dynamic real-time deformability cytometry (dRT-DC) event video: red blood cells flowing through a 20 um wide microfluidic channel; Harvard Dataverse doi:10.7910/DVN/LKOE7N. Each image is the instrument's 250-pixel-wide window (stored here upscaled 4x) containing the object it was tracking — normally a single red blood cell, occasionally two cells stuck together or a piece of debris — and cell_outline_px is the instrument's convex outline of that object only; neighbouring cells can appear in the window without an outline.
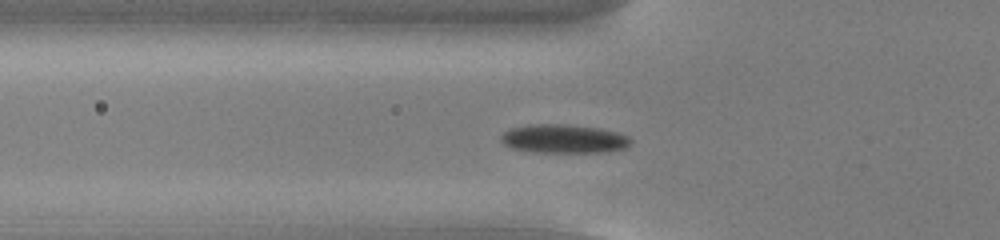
{"species": "common noctule bat (a hibernating species)", "species_latin": "Nyctalus noctula", "temperature_condition": "cold", "stored_images_in_passage": 43, "camera_frame_rate_fps": 3000, "um_per_image_px": 0.085, "animal": {"sex": "male", "body_mass_g": 13.0, "forearm_length_mm": 53.1}, "frame": {"image": 1, "passage_image": 7, "time_ms": 2.0, "image_size_px": [1000, 240], "cell_outline_px": [[632, 144], [624, 148], [608, 152], [532, 152], [512, 148], [504, 144], [500, 140], [500, 136], [508, 128], [528, 124], [568, 124], [600, 128], [616, 132], [628, 136], [632, 140]], "centroid_in_image_um": [47.91, 11.79], "position_along_channel_um": 77.9, "area_um2": 22.02}}
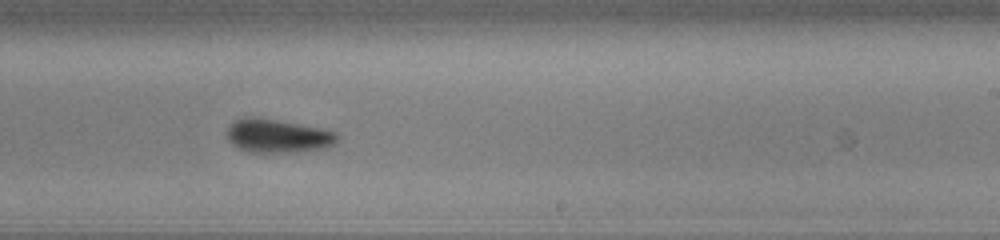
{"frame": {"image": 2, "passage_image": 22, "time_ms": 7.0, "image_size_px": [1000, 240], "cell_outline_px": [[340, 140], [324, 148], [292, 152], [248, 152], [232, 144], [228, 140], [224, 132], [228, 124], [244, 116], [256, 116], [300, 124], [320, 128], [336, 132], [340, 136]], "centroid_in_image_um": [23.55, 11.53], "position_along_channel_um": 265.4, "area_um2": 21.91}}
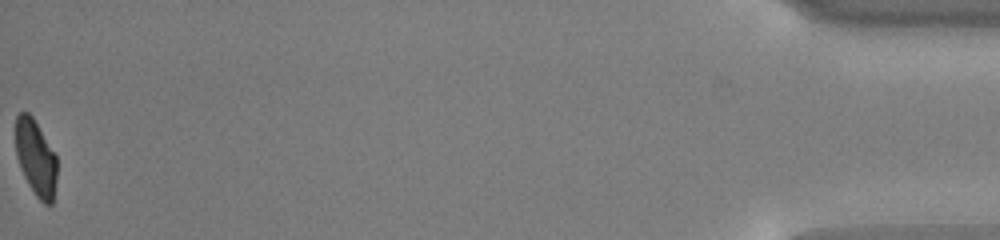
{"frame": {"image": 3, "passage_image": 43, "time_ms": 14.0, "image_size_px": [1000, 240], "cell_outline_px": [[56, 180], [52, 204], [44, 204], [36, 196], [28, 184], [20, 168], [16, 156], [16, 116], [20, 112], [28, 112], [32, 116], [56, 156]], "centroid_in_image_um": [3.03, 13.43], "position_along_channel_um": 432.2, "area_um2": 18.09}, "authors_computed_cell_mechanics": {"area_um2": 21.2704, "velocity_mm_per_s": 3.7535, "shape_relaxation_time_tau1_ms": 2.7628, "shape_relaxation_time_tau2_ms": 5.4696, "deformation_change_tau1": 0.1071, "deformation_change_tau2": 0.1039}}